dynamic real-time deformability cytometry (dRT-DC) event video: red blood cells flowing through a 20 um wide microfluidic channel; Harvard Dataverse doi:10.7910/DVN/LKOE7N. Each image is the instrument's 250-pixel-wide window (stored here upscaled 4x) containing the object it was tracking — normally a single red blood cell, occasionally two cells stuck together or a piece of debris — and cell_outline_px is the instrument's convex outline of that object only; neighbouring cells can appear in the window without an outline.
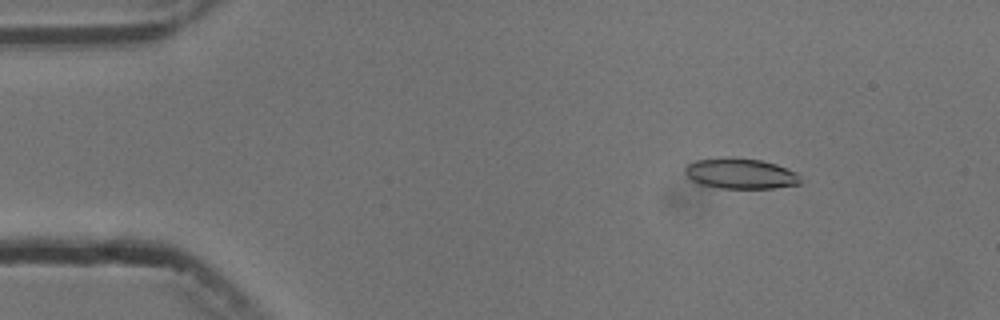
{"species": "common noctule bat (a hibernating species)", "species_latin": "Nyctalus noctula", "temperature_condition": "cold", "stored_images_in_passage": 4, "camera_frame_rate_fps": 3000, "um_per_image_px": 0.085, "animal": {"sex": "male", "body_mass_g": 13.3}, "frame": {"image": 1, "passage_image": 2, "time_ms": 1.667, "image_size_px": [1000, 320], "cell_outline_px": [[800, 184], [776, 188], [720, 188], [700, 184], [692, 180], [684, 172], [684, 168], [688, 164], [696, 160], [720, 156], [732, 156], [760, 160], [776, 164], [796, 172], [800, 176]], "centroid_in_image_um": [62.92, 14.73], "position_along_channel_um": 22.1, "area_um2": 20.81}}